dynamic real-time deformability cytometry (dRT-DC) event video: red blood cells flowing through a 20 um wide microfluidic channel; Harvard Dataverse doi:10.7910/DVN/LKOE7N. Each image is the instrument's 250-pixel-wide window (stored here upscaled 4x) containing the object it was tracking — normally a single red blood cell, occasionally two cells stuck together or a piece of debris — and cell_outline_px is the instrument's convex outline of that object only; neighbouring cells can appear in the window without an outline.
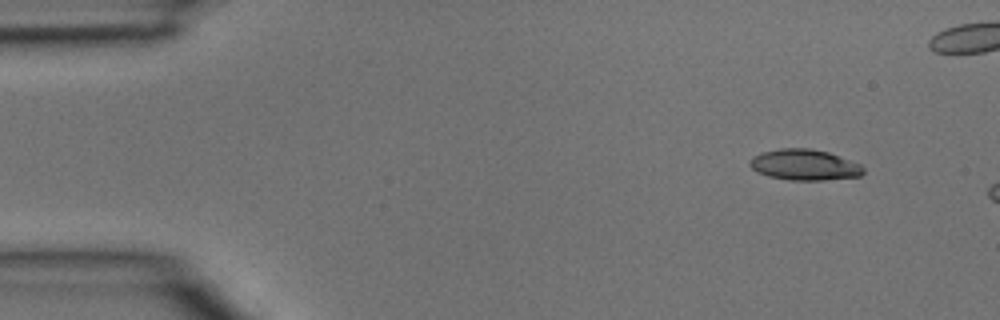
{"species": "common noctule bat (a hibernating species)", "species_latin": "Nyctalus noctula", "temperature_condition": "room temperature", "stored_images_in_passage": 3, "camera_frame_rate_fps": 3000, "um_per_image_px": 0.085, "animal": {"sex": "male", "body_mass_g": 15.6}, "frame": {"image": 1, "passage_image": 1, "time_ms": 0.0, "image_size_px": [1000, 320], "cell_outline_px": [[864, 172], [860, 176], [824, 180], [788, 180], [768, 176], [756, 172], [748, 164], [752, 156], [760, 152], [780, 148], [812, 148], [828, 152], [860, 164], [864, 168]], "centroid_in_image_um": [68.34, 14.0], "position_along_channel_um": 16.7, "area_um2": 20.58}}